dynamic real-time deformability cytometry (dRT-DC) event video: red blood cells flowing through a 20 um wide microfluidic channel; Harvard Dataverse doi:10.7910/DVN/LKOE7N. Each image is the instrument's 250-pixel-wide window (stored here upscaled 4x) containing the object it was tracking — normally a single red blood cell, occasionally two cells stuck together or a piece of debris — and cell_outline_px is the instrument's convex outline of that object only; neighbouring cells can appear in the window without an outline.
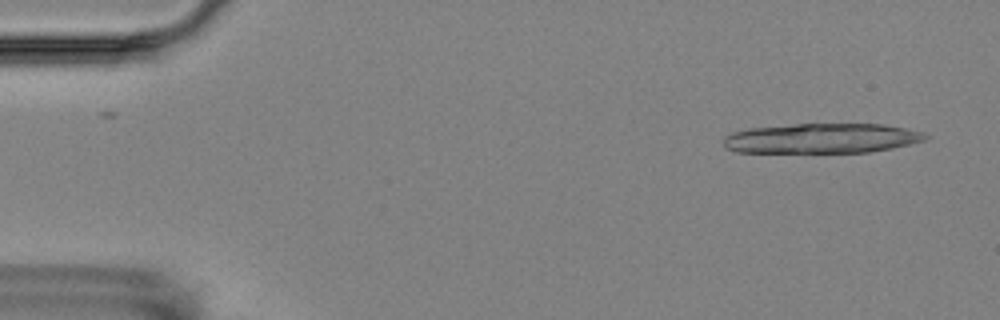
{"species": "Egyptian fruit bat (a non-hibernating species)", "species_latin": "Rousettus aegyptiacus", "temperature_condition": "room temperature", "stored_images_in_passage": 8, "camera_frame_rate_fps": 3000, "um_per_image_px": 0.085, "animal": {"sex": "female"}, "frame": {"image": 1, "passage_image": 1, "time_ms": 0.0, "image_size_px": [1000, 320], "cell_outline_px": [[928, 136], [924, 140], [892, 148], [868, 152], [736, 152], [724, 148], [724, 136], [732, 132], [748, 128], [796, 124], [880, 124], [904, 128], [924, 132]], "centroid_in_image_um": [69.8, 11.76], "position_along_channel_um": 15.2, "area_um2": 35.03}}
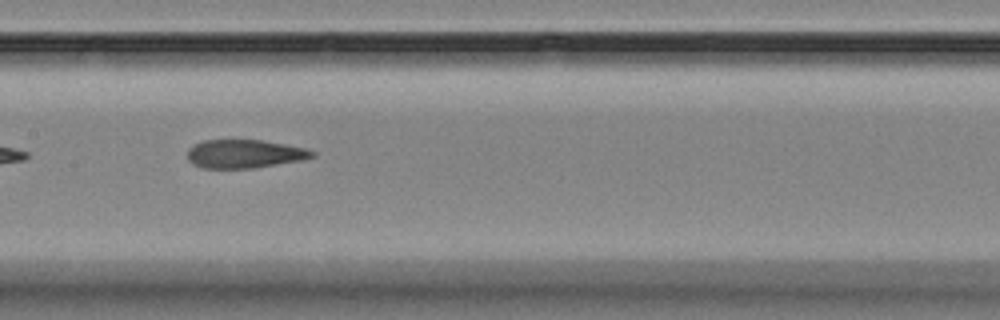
{"frame": {"image": 2, "passage_image": 8, "time_ms": 8.0, "image_size_px": [1000, 320], "cell_outline_px": [[316, 156], [300, 160], [252, 168], [204, 168], [188, 160], [188, 148], [204, 140], [260, 140], [284, 144], [304, 148], [316, 152]], "centroid_in_image_um": [20.79, 13.07], "position_along_channel_um": 186.6, "area_um2": 20.35}}